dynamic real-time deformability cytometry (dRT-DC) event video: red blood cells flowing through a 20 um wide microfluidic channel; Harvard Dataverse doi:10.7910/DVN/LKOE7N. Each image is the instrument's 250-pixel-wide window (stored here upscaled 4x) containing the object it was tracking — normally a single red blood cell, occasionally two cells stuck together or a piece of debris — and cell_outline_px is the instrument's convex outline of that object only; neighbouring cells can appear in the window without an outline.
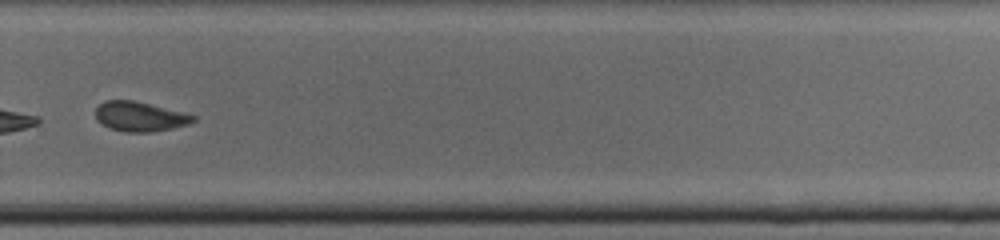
{"species": "common noctule bat (a hibernating species)", "species_latin": "Nyctalus noctula", "temperature_condition": "cold", "stored_images_in_passage": 28, "camera_frame_rate_fps": 3000, "um_per_image_px": 0.085, "animal": {"sex": "male", "body_mass_g": 19.0, "forearm_length_mm": 50.8}, "frame": {"image": 1, "passage_image": 20, "time_ms": 6.333, "image_size_px": [1000, 240], "cell_outline_px": [[196, 120], [188, 124], [172, 128], [152, 132], [124, 132], [108, 128], [96, 120], [96, 108], [104, 100], [132, 100], [196, 116]], "centroid_in_image_um": [11.84, 9.92], "position_along_channel_um": 318.0, "area_um2": 16.7}}